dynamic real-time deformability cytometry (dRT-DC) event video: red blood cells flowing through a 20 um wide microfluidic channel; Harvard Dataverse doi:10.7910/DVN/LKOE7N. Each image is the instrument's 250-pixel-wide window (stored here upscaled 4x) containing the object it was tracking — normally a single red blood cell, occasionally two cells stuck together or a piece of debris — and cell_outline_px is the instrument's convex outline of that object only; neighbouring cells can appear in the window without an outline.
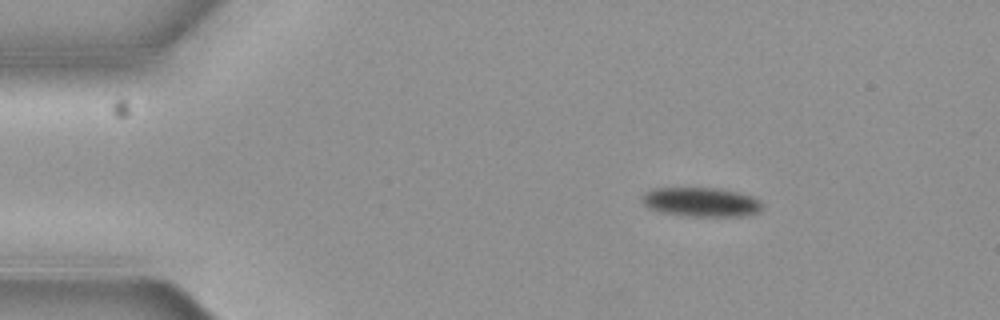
{"species": "common noctule bat (a hibernating species)", "species_latin": "Nyctalus noctula", "temperature_condition": "cold", "stored_images_in_passage": 4, "camera_frame_rate_fps": 3000, "um_per_image_px": 0.085, "animal": {"sex": "female", "body_mass_g": 19.3, "forearm_length_mm": 54.1}, "frame": {"image": 1, "passage_image": 1, "time_ms": 0.0, "image_size_px": [1000, 320], "cell_outline_px": [[764, 208], [760, 212], [748, 216], [680, 216], [660, 212], [648, 208], [640, 200], [640, 196], [652, 188], [716, 188], [736, 192], [752, 196], [760, 200], [764, 204]], "centroid_in_image_um": [59.6, 17.19], "position_along_channel_um": 25.4, "area_um2": 20.92}}